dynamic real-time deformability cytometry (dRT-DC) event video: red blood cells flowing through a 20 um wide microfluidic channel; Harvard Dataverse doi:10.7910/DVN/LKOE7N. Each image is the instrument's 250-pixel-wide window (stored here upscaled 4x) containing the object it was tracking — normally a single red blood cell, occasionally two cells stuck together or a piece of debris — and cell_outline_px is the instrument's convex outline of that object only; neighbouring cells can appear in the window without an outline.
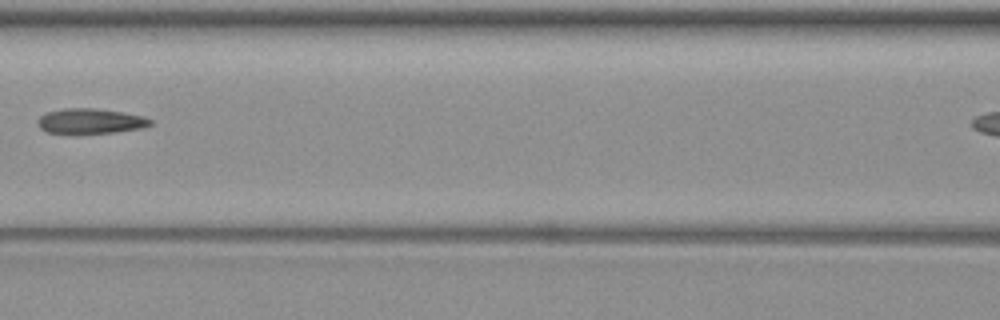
{"species": "common noctule bat (a hibernating species)", "species_latin": "Nyctalus noctula", "temperature_condition": "warm", "stored_images_in_passage": 6, "segment_of_instrument_passage": [1, 2], "camera_frame_rate_fps": 3000, "um_per_image_px": 0.085, "animal": {"sex": "female", "body_mass_g": 19.3, "forearm_length_mm": 54.1}, "frame": {"image": 1, "passage_image": 5, "time_ms": 5.333, "image_size_px": [1000, 320], "cell_outline_px": [[152, 124], [144, 128], [116, 132], [48, 132], [40, 128], [36, 124], [36, 120], [40, 116], [48, 112], [64, 108], [96, 108], [124, 112], [144, 116], [152, 120]], "centroid_in_image_um": [7.72, 10.27], "position_along_channel_um": 158.9, "area_um2": 16.36}}